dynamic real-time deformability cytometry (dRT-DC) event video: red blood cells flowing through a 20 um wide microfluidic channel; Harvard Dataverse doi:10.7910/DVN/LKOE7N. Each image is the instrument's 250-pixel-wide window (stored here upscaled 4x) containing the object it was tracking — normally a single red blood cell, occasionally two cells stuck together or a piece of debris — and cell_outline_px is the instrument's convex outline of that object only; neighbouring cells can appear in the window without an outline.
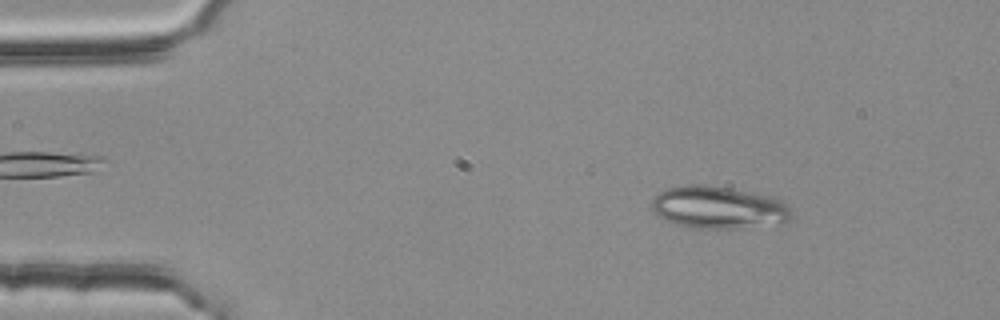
{"species": "common noctule bat (a hibernating species)", "species_latin": "Nyctalus noctula", "temperature_condition": "room temperature", "stored_images_in_passage": 52, "camera_frame_rate_fps": 3000, "um_per_image_px": 0.085, "animal": {"sex": "female", "body_mass_g": 25.1}, "frame": {"image": 1, "passage_image": 7, "time_ms": 2.0, "image_size_px": [1000, 320], "cell_outline_px": [[792, 216], [784, 224], [740, 228], [700, 228], [676, 224], [660, 216], [648, 208], [652, 200], [660, 192], [668, 188], [688, 184], [704, 184], [752, 192], [772, 196], [780, 200], [788, 208]], "centroid_in_image_um": [61.07, 17.63], "position_along_channel_um": 23.9, "area_um2": 34.51}}
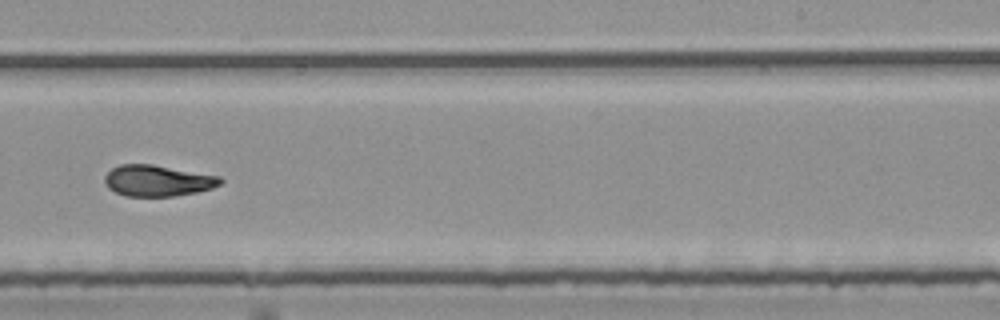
{"frame": {"image": 2, "passage_image": 33, "time_ms": 10.667, "image_size_px": [1000, 320], "cell_outline_px": [[224, 180], [220, 184], [212, 188], [196, 192], [172, 196], [124, 196], [108, 188], [104, 180], [104, 176], [112, 168], [120, 164], [152, 164], [220, 176]], "centroid_in_image_um": [13.39, 15.35], "position_along_channel_um": 275.6, "area_um2": 20.98}}
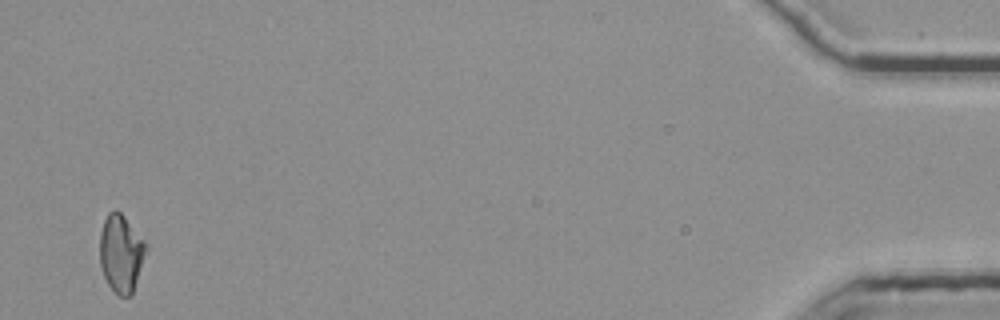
{"frame": {"image": 3, "passage_image": 52, "time_ms": 17.0, "image_size_px": [1000, 320], "cell_outline_px": [[148, 248], [132, 296], [120, 296], [108, 284], [100, 268], [100, 232], [104, 220], [108, 212], [116, 208], [124, 216], [144, 240]], "centroid_in_image_um": [10.29, 21.53], "position_along_channel_um": 424.9, "area_um2": 21.04}, "authors_computed_cell_mechanics": {"area_um2": 21.5305, "velocity_mm_per_s": 3.7876, "shape_relaxation_time_tau1_ms": null, "shape_relaxation_time_tau2_ms": 3.3654, "deformation_change_tau1": null, "deformation_change_tau2": 0.0817}}